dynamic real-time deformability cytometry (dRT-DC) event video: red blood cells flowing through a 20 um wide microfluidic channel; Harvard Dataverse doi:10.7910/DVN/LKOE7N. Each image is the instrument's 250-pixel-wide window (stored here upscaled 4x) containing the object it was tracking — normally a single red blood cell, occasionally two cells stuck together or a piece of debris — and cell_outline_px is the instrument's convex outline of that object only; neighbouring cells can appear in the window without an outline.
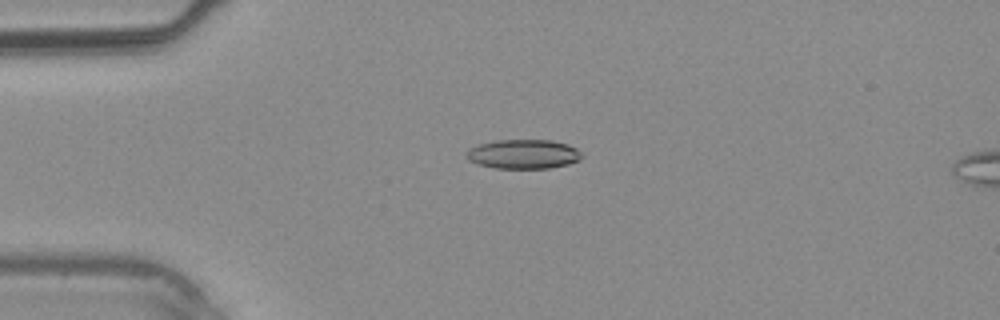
{"species": "common noctule bat (a hibernating species)", "species_latin": "Nyctalus noctula", "temperature_condition": "warm", "stored_images_in_passage": 37, "camera_frame_rate_fps": 3000, "um_per_image_px": 0.085, "animal": {"sex": "male", "body_mass_g": 20.4}, "frame": {"image": 1, "passage_image": 9, "time_ms": 2.667, "image_size_px": [1000, 320], "cell_outline_px": [[584, 156], [580, 160], [568, 164], [548, 168], [496, 168], [480, 164], [468, 160], [468, 148], [480, 144], [496, 140], [552, 140], [568, 144], [576, 148]], "centroid_in_image_um": [44.53, 13.09], "position_along_channel_um": 40.5, "area_um2": 19.59}}
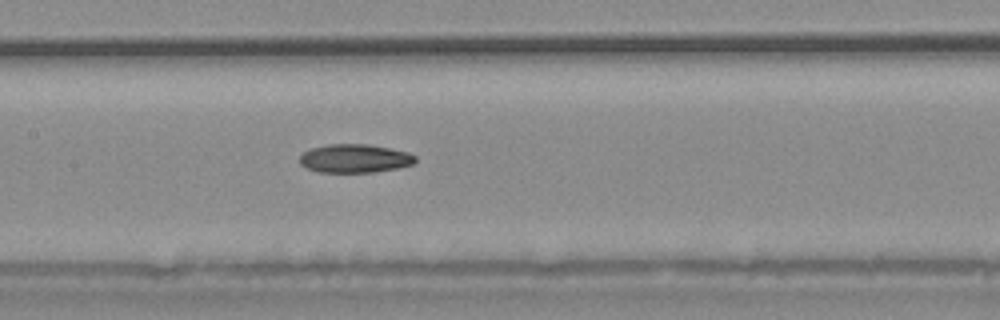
{"frame": {"image": 2, "passage_image": 18, "time_ms": 5.667, "image_size_px": [1000, 320], "cell_outline_px": [[416, 160], [412, 164], [396, 168], [376, 172], [320, 172], [308, 168], [300, 164], [300, 156], [304, 152], [312, 148], [328, 144], [368, 144], [408, 152], [416, 156]], "centroid_in_image_um": [30.16, 13.46], "position_along_channel_um": 177.2, "area_um2": 19.07}}
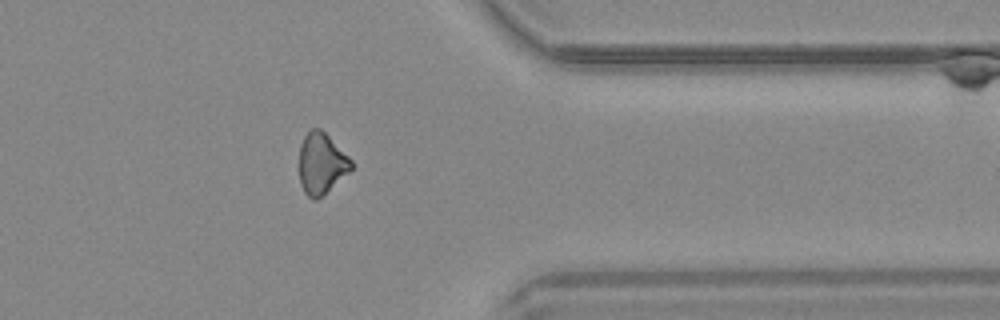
{"frame": {"image": 3, "passage_image": 30, "time_ms": 9.667, "image_size_px": [1000, 320], "cell_outline_px": [[352, 168], [348, 172], [316, 200], [312, 200], [304, 192], [300, 184], [300, 144], [304, 136], [312, 128], [320, 128], [352, 160]], "centroid_in_image_um": [27.29, 13.89], "position_along_channel_um": 384.1, "area_um2": 18.09}}